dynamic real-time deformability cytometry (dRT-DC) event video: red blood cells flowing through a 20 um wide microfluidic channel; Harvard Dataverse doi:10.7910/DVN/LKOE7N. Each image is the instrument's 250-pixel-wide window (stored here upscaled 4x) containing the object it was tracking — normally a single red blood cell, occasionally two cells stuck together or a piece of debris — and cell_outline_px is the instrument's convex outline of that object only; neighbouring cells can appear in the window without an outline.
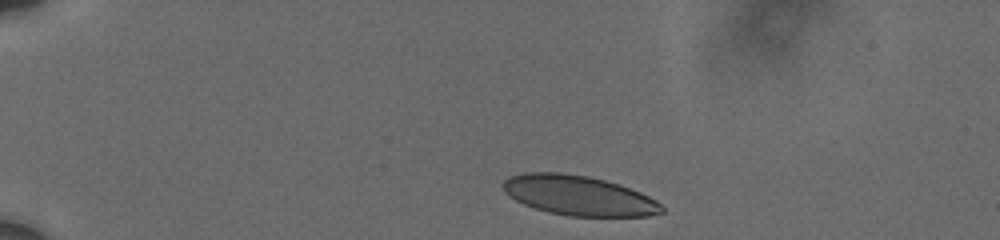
{"species": "human", "species_latin": "Homo sapiens", "temperature_condition": "cold", "stored_images_in_passage": 4, "camera_frame_rate_fps": 3000, "um_per_image_px": 0.085, "donor": {"sex": "male"}, "frame": {"image": 1, "passage_image": 1, "time_ms": 0.0, "image_size_px": [1000, 240], "cell_outline_px": [[664, 212], [648, 216], [568, 216], [548, 212], [524, 204], [508, 196], [504, 192], [500, 184], [508, 176], [524, 172], [560, 172], [588, 176], [620, 184], [640, 192], [656, 200], [664, 208]], "centroid_in_image_um": [49.15, 16.61], "position_along_channel_um": 35.9, "area_um2": 37.05}}
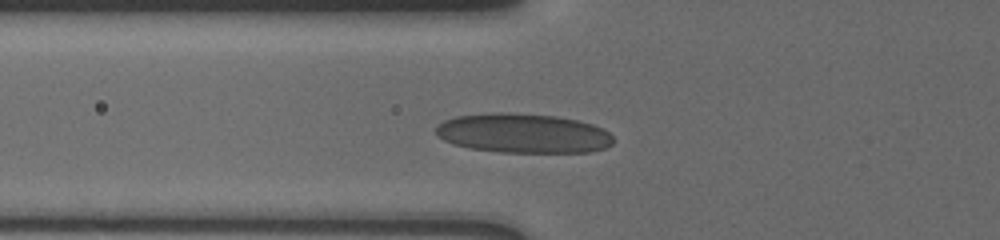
{"frame": {"image": 2, "passage_image": 4, "time_ms": 3.333, "image_size_px": [1000, 240], "cell_outline_px": [[616, 140], [612, 144], [604, 148], [592, 152], [500, 152], [468, 148], [452, 144], [436, 136], [436, 128], [444, 120], [456, 116], [492, 112], [508, 112], [556, 116], [576, 120], [592, 124], [604, 128]], "centroid_in_image_um": [44.47, 11.33], "position_along_channel_um": 81.3, "area_um2": 41.1}}